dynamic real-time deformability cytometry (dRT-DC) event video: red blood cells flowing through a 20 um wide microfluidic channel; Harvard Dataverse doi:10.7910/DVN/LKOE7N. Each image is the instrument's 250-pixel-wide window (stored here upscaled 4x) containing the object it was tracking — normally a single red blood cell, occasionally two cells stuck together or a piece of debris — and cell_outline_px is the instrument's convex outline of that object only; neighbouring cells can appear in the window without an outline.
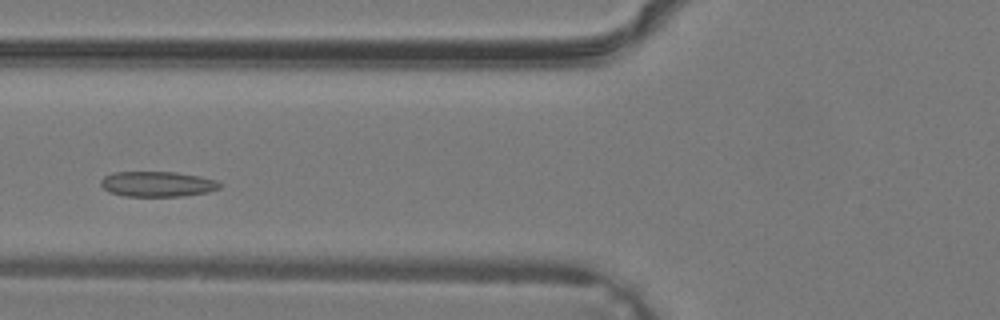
{"species": "common noctule bat (a hibernating species)", "species_latin": "Nyctalus noctula", "temperature_condition": "warm", "stored_images_in_passage": 27, "camera_frame_rate_fps": 3000, "um_per_image_px": 0.085, "animal": {"sex": "male", "body_mass_g": 19.2, "forearm_length_mm": 51.8}, "frame": {"image": 1, "passage_image": 4, "time_ms": 1.0, "image_size_px": [1000, 320], "cell_outline_px": [[220, 188], [208, 192], [184, 196], [124, 196], [108, 192], [100, 184], [100, 180], [104, 176], [116, 172], [176, 172], [200, 176], [216, 180], [220, 184]], "centroid_in_image_um": [13.37, 15.64], "position_along_channel_um": 112.4, "area_um2": 17.57}}
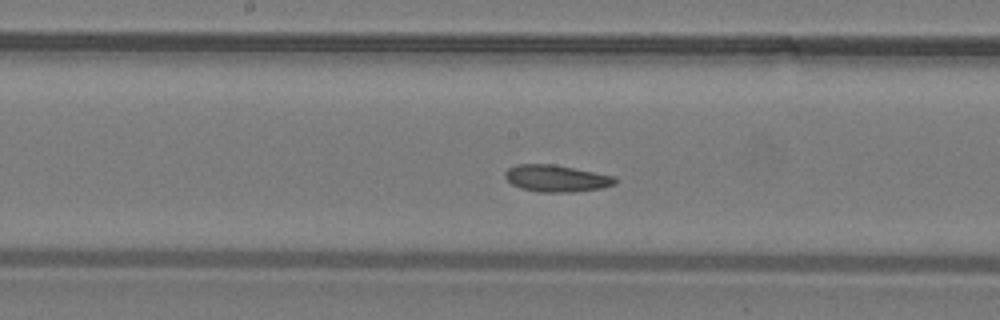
{"frame": {"image": 2, "passage_image": 9, "time_ms": 2.667, "image_size_px": [1000, 320], "cell_outline_px": [[616, 184], [604, 188], [572, 192], [540, 192], [520, 188], [512, 184], [504, 176], [504, 172], [508, 168], [516, 164], [552, 164], [616, 176]], "centroid_in_image_um": [47.3, 15.16], "position_along_channel_um": 200.9, "area_um2": 17.28}}
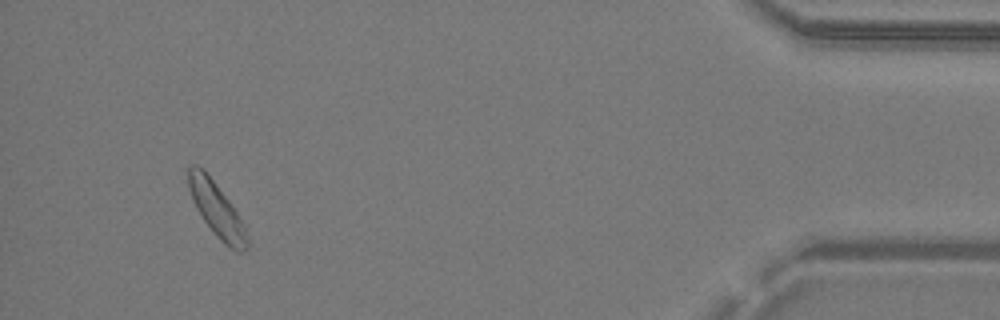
{"frame": {"image": 3, "passage_image": 25, "time_ms": 8.0, "image_size_px": [1000, 320], "cell_outline_px": [[248, 244], [244, 252], [236, 252], [228, 248], [216, 236], [204, 220], [196, 208], [192, 200], [188, 188], [184, 168], [192, 164], [196, 164], [204, 168], [228, 200], [236, 212], [240, 220], [248, 240]], "centroid_in_image_um": [18.33, 17.74], "position_along_channel_um": 416.9, "area_um2": 18.67}}